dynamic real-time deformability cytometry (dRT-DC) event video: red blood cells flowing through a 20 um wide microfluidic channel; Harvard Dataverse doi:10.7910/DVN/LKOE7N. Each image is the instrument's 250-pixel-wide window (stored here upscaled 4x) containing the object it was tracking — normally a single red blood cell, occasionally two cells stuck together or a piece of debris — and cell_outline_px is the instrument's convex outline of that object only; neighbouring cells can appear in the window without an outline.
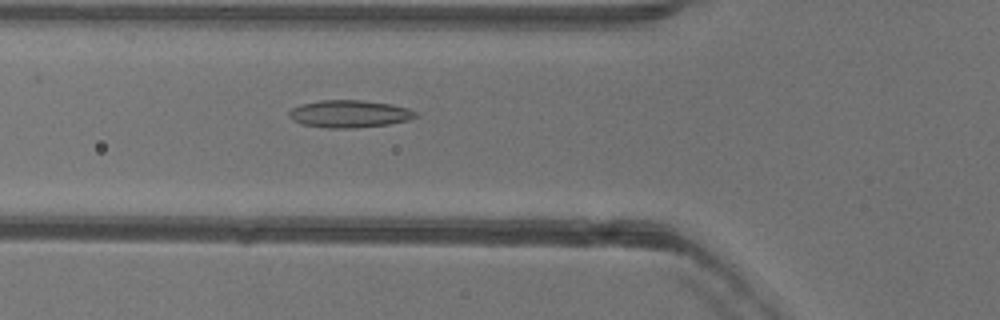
{"species": "common noctule bat (a hibernating species)", "species_latin": "Nyctalus noctula", "temperature_condition": "warm", "stored_images_in_passage": 36, "camera_frame_rate_fps": 3000, "um_per_image_px": 0.085, "animal": {"sex": "female"}, "frame": {"image": 1, "passage_image": 3, "time_ms": 0.667, "image_size_px": [1000, 320], "cell_outline_px": [[416, 116], [408, 120], [388, 124], [352, 128], [328, 128], [300, 124], [292, 120], [288, 116], [288, 112], [292, 108], [300, 104], [320, 100], [364, 100], [392, 104], [408, 108], [416, 112]], "centroid_in_image_um": [29.65, 9.67], "position_along_channel_um": 96.1, "area_um2": 20.29}}
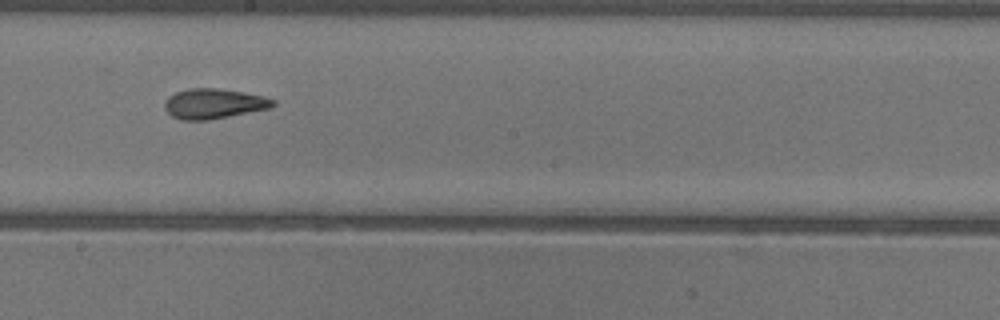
{"frame": {"image": 2, "passage_image": 13, "time_ms": 4.0, "image_size_px": [1000, 320], "cell_outline_px": [[276, 104], [272, 108], [208, 120], [180, 120], [172, 116], [164, 108], [164, 104], [168, 96], [176, 92], [192, 88], [220, 88], [244, 92], [264, 96], [276, 100]], "centroid_in_image_um": [18.2, 8.81], "position_along_channel_um": 230.0, "area_um2": 19.13}}
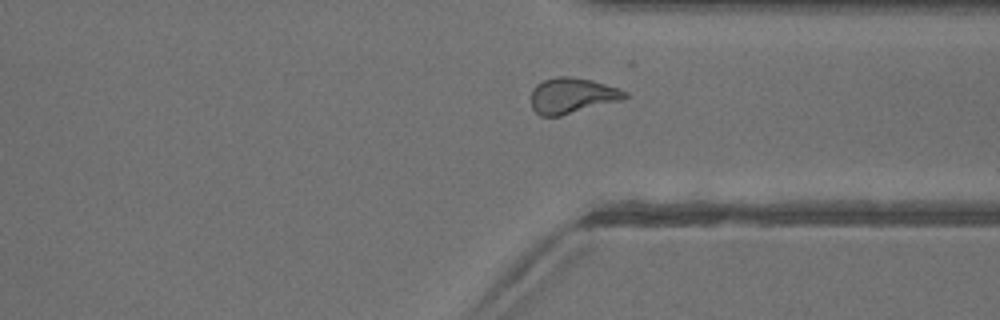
{"frame": {"image": 3, "passage_image": 23, "time_ms": 7.333, "image_size_px": [1000, 320], "cell_outline_px": [[628, 96], [620, 100], [560, 116], [540, 116], [532, 108], [532, 88], [536, 84], [544, 80], [556, 76], [572, 76], [592, 80], [628, 92]], "centroid_in_image_um": [48.59, 8.12], "position_along_channel_um": 362.8, "area_um2": 19.31}, "authors_computed_cell_mechanics": {"area_um2": 19.2185, "velocity_mm_per_s": 4.0003, "shape_relaxation_time_tau1_ms": null, "shape_relaxation_time_tau2_ms": 1.9621, "deformation_change_tau1": null, "deformation_change_tau2": 0.0917}}